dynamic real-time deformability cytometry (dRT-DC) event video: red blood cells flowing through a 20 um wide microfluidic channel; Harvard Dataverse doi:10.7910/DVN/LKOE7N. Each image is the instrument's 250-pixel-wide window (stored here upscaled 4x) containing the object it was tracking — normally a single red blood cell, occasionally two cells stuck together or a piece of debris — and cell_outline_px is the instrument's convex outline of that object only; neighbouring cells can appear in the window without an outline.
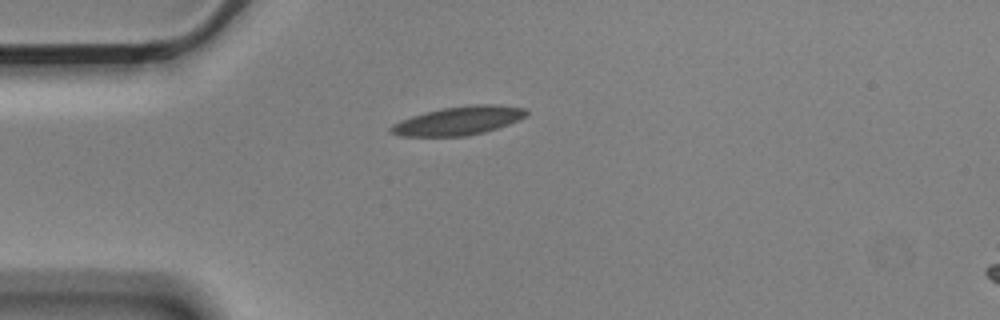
{"species": "Egyptian fruit bat (a non-hibernating species)", "species_latin": "Rousettus aegyptiacus", "temperature_condition": "cold", "stored_images_in_passage": 6, "camera_frame_rate_fps": 3000, "um_per_image_px": 0.085, "animal": {"sex": "male"}, "frame": {"image": 1, "passage_image": 6, "time_ms": 1.667, "image_size_px": [1000, 320], "cell_outline_px": [[528, 116], [508, 124], [484, 132], [464, 136], [400, 136], [392, 132], [388, 128], [392, 124], [400, 120], [412, 116], [444, 108], [472, 104], [496, 104], [524, 108], [528, 112]], "centroid_in_image_um": [38.99, 10.26], "position_along_channel_um": 46.0, "area_um2": 22.37}}